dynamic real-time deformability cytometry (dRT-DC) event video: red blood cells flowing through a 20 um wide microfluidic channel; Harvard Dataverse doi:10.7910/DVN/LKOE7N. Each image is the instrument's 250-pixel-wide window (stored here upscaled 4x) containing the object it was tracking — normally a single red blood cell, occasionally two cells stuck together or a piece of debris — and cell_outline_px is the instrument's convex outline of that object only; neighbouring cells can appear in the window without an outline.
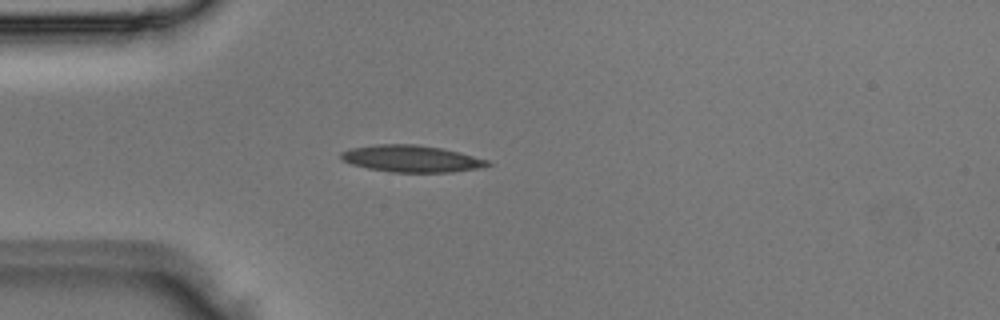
{"species": "Egyptian fruit bat (a non-hibernating species)", "species_latin": "Rousettus aegyptiacus", "temperature_condition": "room temperature", "stored_images_in_passage": 2, "camera_frame_rate_fps": 3000, "um_per_image_px": 0.085, "animal": {"sex": "male"}, "frame": {"image": 1, "passage_image": 2, "time_ms": 0.333, "image_size_px": [1000, 320], "cell_outline_px": [[492, 164], [484, 168], [452, 172], [392, 172], [368, 168], [352, 164], [344, 160], [340, 156], [340, 152], [348, 148], [376, 144], [416, 144], [440, 148], [460, 152], [488, 160]], "centroid_in_image_um": [34.99, 13.48], "position_along_channel_um": 50.0, "area_um2": 23.0}}